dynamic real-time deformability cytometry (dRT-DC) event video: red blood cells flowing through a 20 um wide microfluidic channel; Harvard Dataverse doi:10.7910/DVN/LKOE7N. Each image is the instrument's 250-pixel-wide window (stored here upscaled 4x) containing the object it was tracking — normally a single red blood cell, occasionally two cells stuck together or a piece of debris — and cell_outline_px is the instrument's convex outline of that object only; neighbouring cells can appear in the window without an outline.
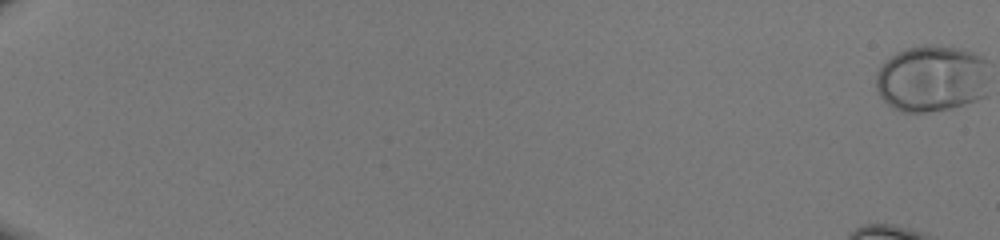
{"species": "human", "species_latin": "Homo sapiens", "temperature_condition": "room temperature", "stored_images_in_passage": 52, "camera_frame_rate_fps": 3000, "um_per_image_px": 0.085, "donor": {"sex": "male"}, "frame": {"image": 1, "passage_image": 1, "time_ms": 0.0, "image_size_px": [1000, 240], "cell_outline_px": [[968, 56], [964, 100], [956, 104], [940, 108], [904, 108], [896, 104], [884, 96], [880, 88], [880, 72], [896, 56], [904, 52], [916, 48], [928, 48], [956, 52]], "centroid_in_image_um": [78.65, 6.69], "position_along_channel_um": 6.3, "area_um2": 32.14}}